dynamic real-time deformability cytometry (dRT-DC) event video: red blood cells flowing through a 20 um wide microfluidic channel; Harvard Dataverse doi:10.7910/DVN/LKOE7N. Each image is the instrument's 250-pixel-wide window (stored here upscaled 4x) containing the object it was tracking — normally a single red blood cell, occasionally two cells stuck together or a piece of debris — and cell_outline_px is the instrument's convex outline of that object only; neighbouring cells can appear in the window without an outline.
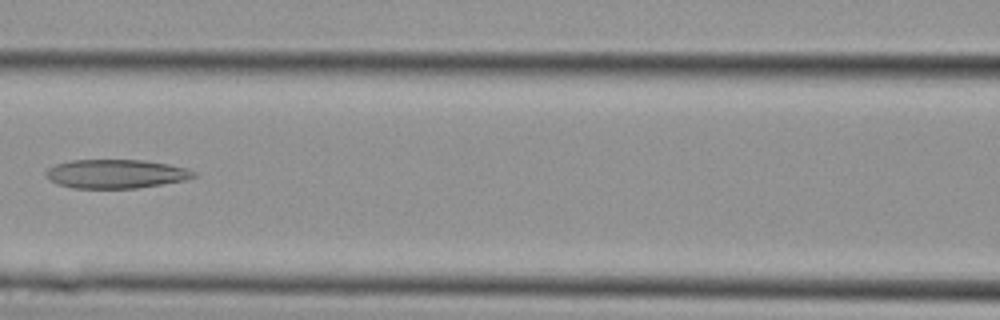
{"species": "Egyptian fruit bat (a non-hibernating species)", "species_latin": "Rousettus aegyptiacus", "temperature_condition": "cold", "stored_images_in_passage": 8, "camera_frame_rate_fps": 3000, "um_per_image_px": 0.085, "animal": {"sex": "female"}, "frame": {"image": 1, "passage_image": 5, "time_ms": 1.333, "image_size_px": [1000, 320], "cell_outline_px": [[196, 176], [184, 180], [136, 188], [72, 188], [56, 184], [48, 180], [44, 176], [44, 172], [48, 168], [56, 164], [72, 160], [144, 160], [168, 164], [188, 168], [196, 172]], "centroid_in_image_um": [9.8, 14.77], "position_along_channel_um": 156.8, "area_um2": 24.97}}
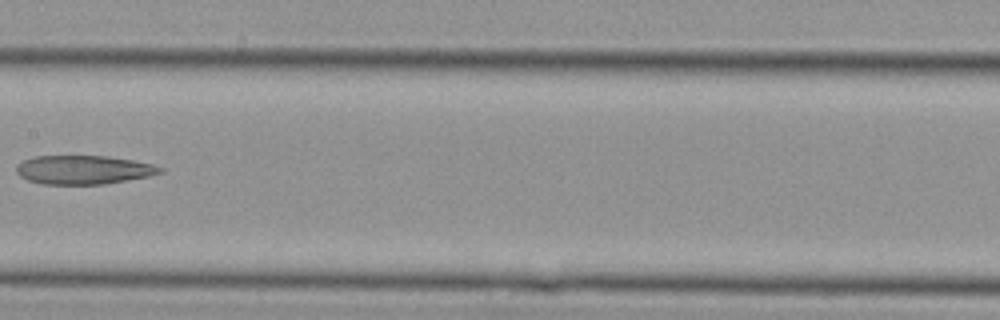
{"frame": {"image": 2, "passage_image": 7, "time_ms": 2.0, "image_size_px": [1000, 320], "cell_outline_px": [[164, 172], [148, 176], [104, 184], [44, 184], [28, 180], [20, 176], [16, 172], [16, 164], [24, 160], [36, 156], [108, 156], [132, 160], [152, 164], [164, 168]], "centroid_in_image_um": [7.1, 14.43], "position_along_channel_um": 200.3, "area_um2": 24.04}}